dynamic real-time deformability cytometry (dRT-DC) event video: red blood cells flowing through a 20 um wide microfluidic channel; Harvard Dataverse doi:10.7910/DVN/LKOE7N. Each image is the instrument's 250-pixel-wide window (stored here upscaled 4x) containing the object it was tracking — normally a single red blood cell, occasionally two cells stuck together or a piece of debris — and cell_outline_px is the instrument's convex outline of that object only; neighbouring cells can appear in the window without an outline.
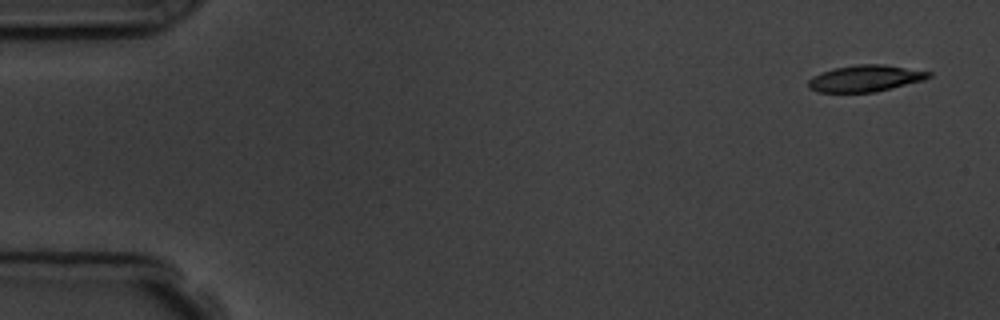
{"species": "common noctule bat (a hibernating species)", "species_latin": "Nyctalus noctula", "temperature_condition": "room temperature", "stored_images_in_passage": 6, "camera_frame_rate_fps": 3000, "um_per_image_px": 0.085, "animal": {"sex": "male", "body_mass_g": 19.5, "forearm_length_mm": 54.6}, "frame": {"image": 1, "passage_image": 1, "time_ms": 0.0, "image_size_px": [1000, 320], "cell_outline_px": [[932, 76], [924, 80], [876, 92], [816, 92], [808, 88], [808, 80], [812, 76], [836, 68], [856, 64], [884, 64], [932, 72]], "centroid_in_image_um": [73.56, 6.67], "position_along_channel_um": 11.4, "area_um2": 18.61}}
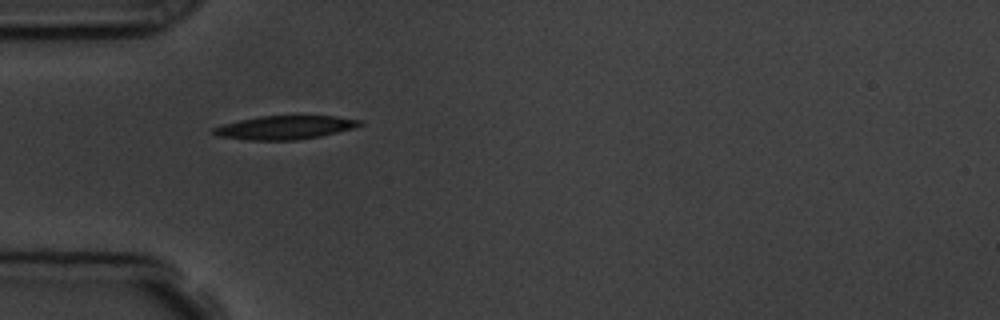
{"frame": {"image": 2, "passage_image": 5, "time_ms": 4.667, "image_size_px": [1000, 320], "cell_outline_px": [[364, 124], [356, 128], [320, 136], [296, 140], [248, 140], [216, 136], [212, 132], [212, 128], [224, 124], [240, 120], [260, 116], [336, 116], [360, 120]], "centroid_in_image_um": [24.23, 10.84], "position_along_channel_um": 60.8, "area_um2": 20.11}}
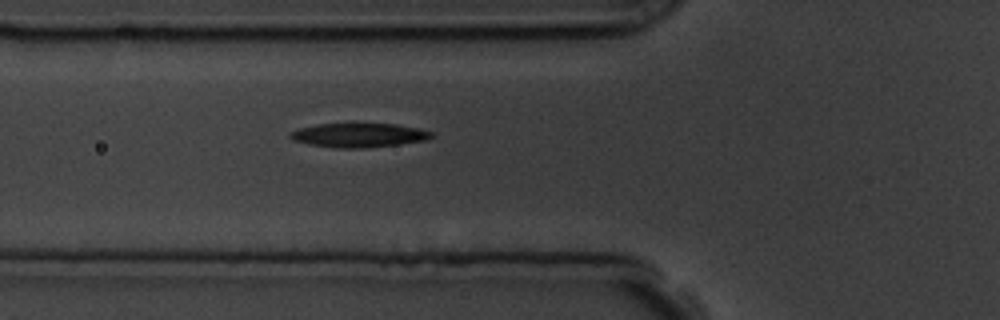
{"frame": {"image": 3, "passage_image": 6, "time_ms": 5.667, "image_size_px": [1000, 320], "cell_outline_px": [[432, 136], [428, 140], [364, 148], [336, 148], [308, 144], [292, 140], [288, 136], [292, 132], [300, 128], [316, 124], [396, 124], [416, 128], [432, 132]], "centroid_in_image_um": [30.47, 11.5], "position_along_channel_um": 95.3, "area_um2": 19.59}}